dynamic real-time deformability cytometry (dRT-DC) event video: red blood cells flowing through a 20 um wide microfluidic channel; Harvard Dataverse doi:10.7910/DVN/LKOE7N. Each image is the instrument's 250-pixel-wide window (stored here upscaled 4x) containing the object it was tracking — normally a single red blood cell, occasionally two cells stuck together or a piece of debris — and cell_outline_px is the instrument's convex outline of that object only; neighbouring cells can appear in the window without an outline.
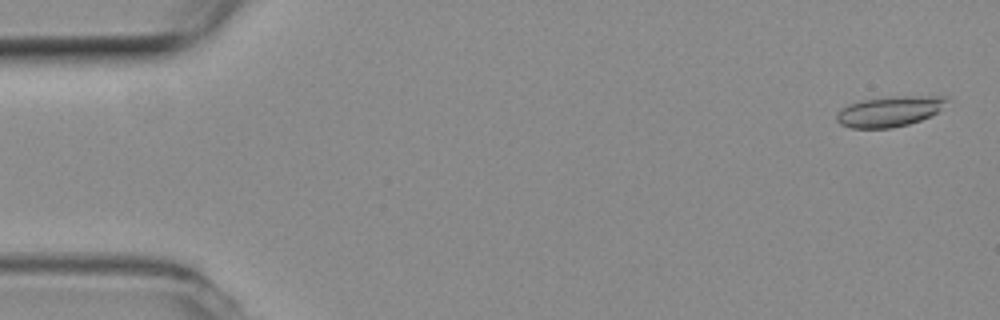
{"species": "common noctule bat (a hibernating species)", "species_latin": "Nyctalus noctula", "temperature_condition": "room temperature", "stored_images_in_passage": 54, "camera_frame_rate_fps": 3000, "um_per_image_px": 0.085, "animal": {"sex": "female", "body_mass_g": 19.3, "forearm_length_mm": 54.1}, "frame": {"image": 1, "passage_image": 2, "time_ms": 0.333, "image_size_px": [1000, 320], "cell_outline_px": [[952, 96], [936, 112], [920, 120], [908, 124], [892, 128], [852, 128], [840, 124], [836, 120], [836, 112], [840, 108], [848, 104], [864, 100], [892, 96]], "centroid_in_image_um": [75.57, 9.46], "position_along_channel_um": 9.4, "area_um2": 19.48}}
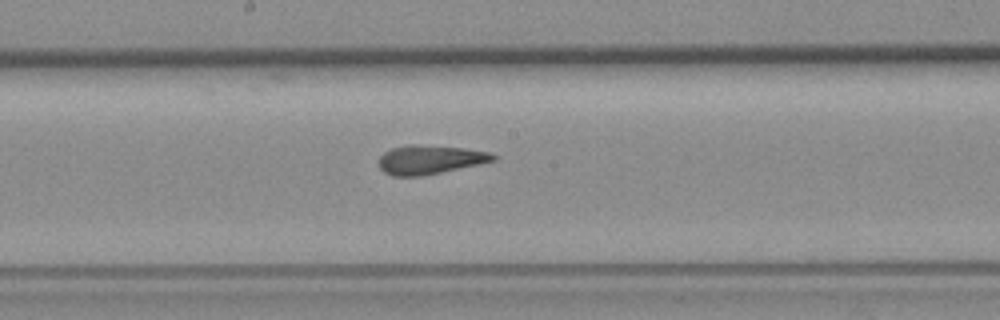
{"frame": {"image": 2, "passage_image": 28, "time_ms": 9.0, "image_size_px": [1000, 320], "cell_outline_px": [[496, 160], [424, 176], [392, 176], [384, 172], [380, 168], [380, 156], [384, 152], [392, 148], [412, 144], [460, 148], [492, 152], [496, 156]], "centroid_in_image_um": [36.53, 13.58], "position_along_channel_um": 211.7, "area_um2": 19.07}}
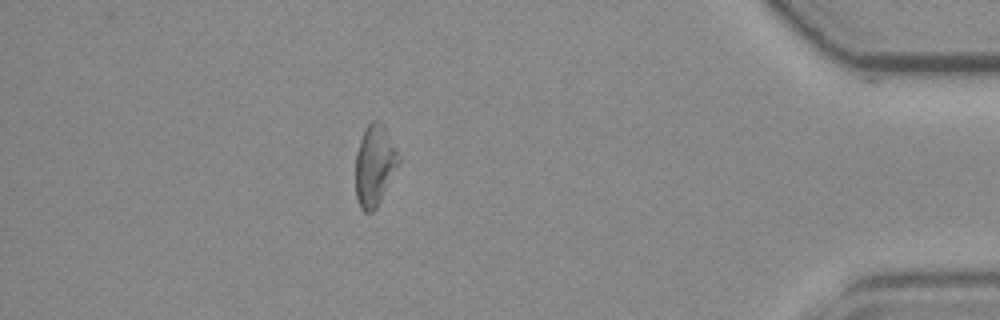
{"frame": {"image": 3, "passage_image": 47, "time_ms": 15.333, "image_size_px": [1000, 320], "cell_outline_px": [[400, 160], [376, 208], [372, 212], [364, 212], [360, 208], [356, 196], [356, 152], [364, 128], [372, 120], [380, 120], [384, 124], [400, 156]], "centroid_in_image_um": [31.83, 14.01], "position_along_channel_um": 403.4, "area_um2": 20.23}, "authors_computed_cell_mechanics": {"area_um2": 19.5075, "velocity_mm_per_s": 3.8203, "shape_relaxation_time_tau1_ms": null, "shape_relaxation_time_tau2_ms": 2.1561, "deformation_change_tau1": null, "deformation_change_tau2": 0.1142}}